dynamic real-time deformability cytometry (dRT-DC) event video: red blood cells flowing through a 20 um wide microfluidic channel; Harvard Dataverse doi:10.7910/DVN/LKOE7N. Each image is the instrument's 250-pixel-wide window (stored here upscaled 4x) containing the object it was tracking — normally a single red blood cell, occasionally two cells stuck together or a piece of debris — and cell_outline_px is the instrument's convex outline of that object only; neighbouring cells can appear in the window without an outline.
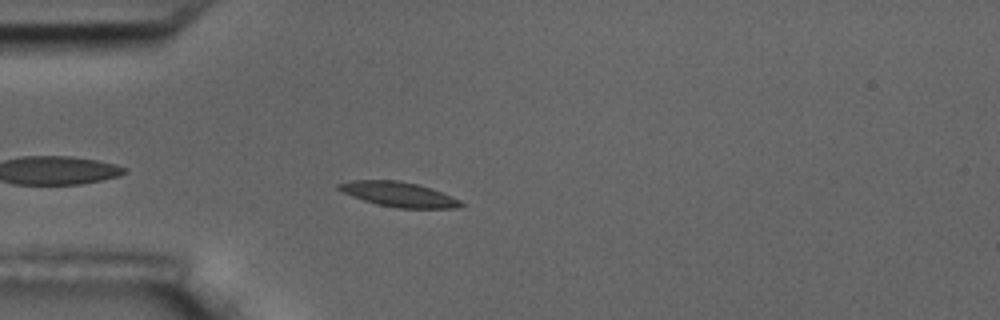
{"species": "common noctule bat (a hibernating species)", "species_latin": "Nyctalus noctula", "temperature_condition": "room temperature", "stored_images_in_passage": 2, "camera_frame_rate_fps": 3000, "um_per_image_px": 0.085, "animal": {"sex": "male", "body_mass_g": 17.5, "forearm_length_mm": 52.3}, "frame": {"image": 1, "passage_image": 2, "time_ms": 1.333, "image_size_px": [1000, 320], "cell_outline_px": [[468, 204], [460, 208], [396, 208], [376, 204], [352, 196], [336, 188], [336, 184], [352, 180], [396, 180], [416, 184], [432, 188], [460, 200]], "centroid_in_image_um": [33.93, 16.52], "position_along_channel_um": 51.1, "area_um2": 17.74}}